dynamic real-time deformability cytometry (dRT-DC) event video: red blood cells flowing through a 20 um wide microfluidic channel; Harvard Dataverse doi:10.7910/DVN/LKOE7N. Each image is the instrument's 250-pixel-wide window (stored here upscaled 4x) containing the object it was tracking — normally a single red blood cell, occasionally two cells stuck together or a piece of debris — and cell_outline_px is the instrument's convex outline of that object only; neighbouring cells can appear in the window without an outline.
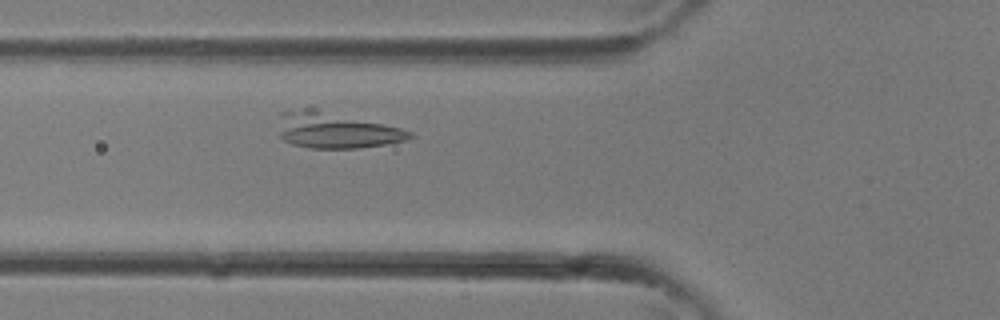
{"species": "common noctule bat (a hibernating species)", "species_latin": "Nyctalus noctula", "temperature_condition": "room temperature", "stored_images_in_passage": 30, "camera_frame_rate_fps": 3000, "um_per_image_px": 0.085, "animal": {"sex": "female"}, "frame": {"image": 1, "passage_image": 10, "time_ms": 3.0, "image_size_px": [1000, 320], "cell_outline_px": [[412, 136], [408, 140], [360, 148], [308, 148], [292, 144], [284, 140], [280, 136], [280, 112], [304, 108], [316, 108], [400, 128], [412, 132]], "centroid_in_image_um": [28.52, 11.07], "position_along_channel_um": 97.3, "area_um2": 27.28}}
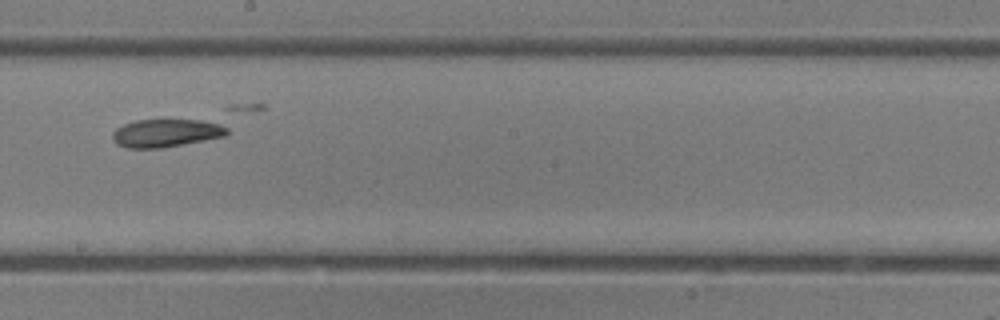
{"frame": {"image": 2, "passage_image": 17, "time_ms": 5.333, "image_size_px": [1000, 320], "cell_outline_px": [[228, 132], [224, 136], [164, 148], [128, 148], [116, 144], [112, 140], [112, 132], [116, 128], [124, 124], [136, 120], [220, 120], [228, 128]], "centroid_in_image_um": [14.16, 11.29], "position_along_channel_um": 234.0, "area_um2": 19.07}}
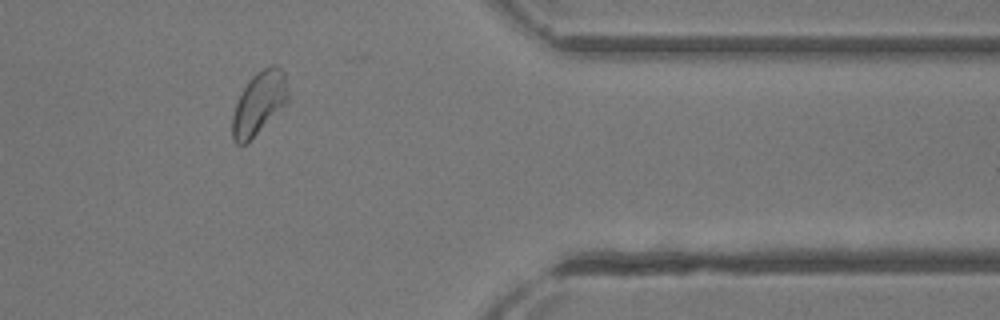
{"frame": {"image": 3, "passage_image": 26, "time_ms": 8.333, "image_size_px": [1000, 320], "cell_outline_px": [[288, 100], [244, 144], [236, 144], [232, 140], [232, 116], [236, 104], [248, 80], [256, 72], [272, 64], [276, 64], [284, 72], [288, 92]], "centroid_in_image_um": [21.99, 8.71], "position_along_channel_um": 389.4, "area_um2": 19.65}}